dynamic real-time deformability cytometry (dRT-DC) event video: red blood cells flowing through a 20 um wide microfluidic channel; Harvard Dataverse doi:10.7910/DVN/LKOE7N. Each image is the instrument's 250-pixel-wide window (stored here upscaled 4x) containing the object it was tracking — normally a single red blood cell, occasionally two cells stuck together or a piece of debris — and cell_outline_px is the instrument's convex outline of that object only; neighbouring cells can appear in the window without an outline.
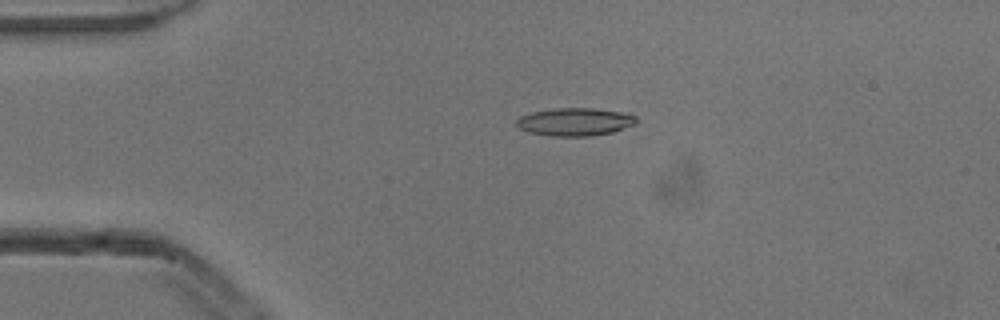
{"species": "common noctule bat (a hibernating species)", "species_latin": "Nyctalus noctula", "temperature_condition": "cold", "stored_images_in_passage": 4, "camera_frame_rate_fps": 3000, "um_per_image_px": 0.085, "animal": {"sex": "male", "body_mass_g": 13.3}, "frame": {"image": 1, "passage_image": 3, "time_ms": 0.667, "image_size_px": [1000, 320], "cell_outline_px": [[636, 124], [612, 132], [592, 136], [552, 136], [528, 132], [520, 128], [516, 124], [516, 120], [520, 116], [532, 112], [556, 108], [592, 108], [620, 112], [636, 116]], "centroid_in_image_um": [48.85, 10.36], "position_along_channel_um": 36.1, "area_um2": 19.36}}